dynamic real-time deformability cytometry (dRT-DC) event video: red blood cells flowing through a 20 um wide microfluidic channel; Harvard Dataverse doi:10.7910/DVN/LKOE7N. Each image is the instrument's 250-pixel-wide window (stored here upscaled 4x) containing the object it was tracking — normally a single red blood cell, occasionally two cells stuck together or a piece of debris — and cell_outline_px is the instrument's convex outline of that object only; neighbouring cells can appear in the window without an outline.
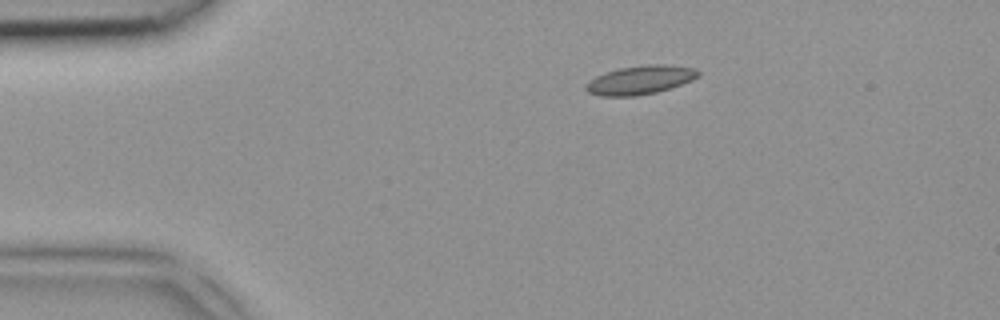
{"species": "common noctule bat (a hibernating species)", "species_latin": "Nyctalus noctula", "temperature_condition": "room temperature", "stored_images_in_passage": 2, "camera_frame_rate_fps": 3000, "um_per_image_px": 0.085, "animal": {"sex": "female", "body_mass_g": 18.4}, "frame": {"image": 1, "passage_image": 1, "time_ms": 0.0, "image_size_px": [1000, 320], "cell_outline_px": [[700, 76], [692, 80], [656, 92], [636, 96], [600, 96], [588, 92], [584, 88], [584, 84], [588, 80], [604, 72], [620, 68], [644, 64], [664, 64], [696, 68], [700, 72]], "centroid_in_image_um": [54.38, 6.79], "position_along_channel_um": 30.6, "area_um2": 18.96}}